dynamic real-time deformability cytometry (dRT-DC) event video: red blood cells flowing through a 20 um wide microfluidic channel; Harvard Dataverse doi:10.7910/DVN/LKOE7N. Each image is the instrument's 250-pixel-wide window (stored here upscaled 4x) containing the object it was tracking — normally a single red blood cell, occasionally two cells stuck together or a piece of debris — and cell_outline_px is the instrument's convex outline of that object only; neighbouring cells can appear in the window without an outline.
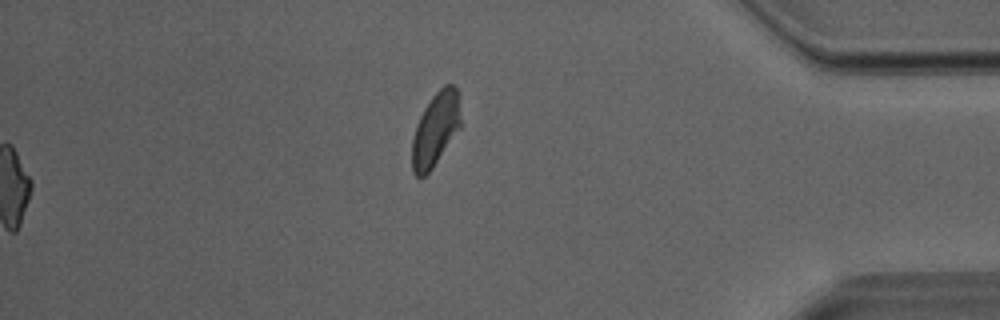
{"species": "Egyptian fruit bat (a non-hibernating species)", "species_latin": "Rousettus aegyptiacus", "temperature_condition": "room temperature", "stored_images_in_passage": 38, "camera_frame_rate_fps": 3000, "um_per_image_px": 0.085, "animal": {"sex": "male"}, "frame": {"image": 1, "passage_image": 38, "time_ms": 12.333, "image_size_px": [1000, 320], "cell_outline_px": [[460, 128], [432, 168], [424, 176], [416, 176], [412, 172], [412, 140], [416, 124], [424, 108], [432, 96], [444, 84], [452, 84], [456, 88], [460, 120]], "centroid_in_image_um": [36.99, 11.0], "position_along_channel_um": 398.2, "area_um2": 20.52}}